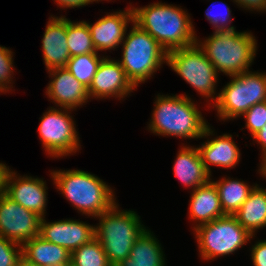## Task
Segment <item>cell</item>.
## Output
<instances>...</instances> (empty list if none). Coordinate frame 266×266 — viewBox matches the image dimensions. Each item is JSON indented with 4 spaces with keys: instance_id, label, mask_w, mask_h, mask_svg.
I'll return each mask as SVG.
<instances>
[{
    "instance_id": "6da1fadb",
    "label": "cell",
    "mask_w": 266,
    "mask_h": 266,
    "mask_svg": "<svg viewBox=\"0 0 266 266\" xmlns=\"http://www.w3.org/2000/svg\"><path fill=\"white\" fill-rule=\"evenodd\" d=\"M148 130L155 135L198 139L215 136L194 100L185 94H157Z\"/></svg>"
},
{
    "instance_id": "7a4b0ae2",
    "label": "cell",
    "mask_w": 266,
    "mask_h": 266,
    "mask_svg": "<svg viewBox=\"0 0 266 266\" xmlns=\"http://www.w3.org/2000/svg\"><path fill=\"white\" fill-rule=\"evenodd\" d=\"M133 22L147 31L166 51L181 49L196 43L197 34L190 14L181 6L153 2L134 7Z\"/></svg>"
},
{
    "instance_id": "3957f363",
    "label": "cell",
    "mask_w": 266,
    "mask_h": 266,
    "mask_svg": "<svg viewBox=\"0 0 266 266\" xmlns=\"http://www.w3.org/2000/svg\"><path fill=\"white\" fill-rule=\"evenodd\" d=\"M50 175L57 191L82 215L95 218L116 203L114 190L88 171L60 169Z\"/></svg>"
},
{
    "instance_id": "277c9868",
    "label": "cell",
    "mask_w": 266,
    "mask_h": 266,
    "mask_svg": "<svg viewBox=\"0 0 266 266\" xmlns=\"http://www.w3.org/2000/svg\"><path fill=\"white\" fill-rule=\"evenodd\" d=\"M199 39L196 43L215 70L227 76L249 71L258 48L256 37L249 31L213 32L203 41Z\"/></svg>"
},
{
    "instance_id": "5b68a950",
    "label": "cell",
    "mask_w": 266,
    "mask_h": 266,
    "mask_svg": "<svg viewBox=\"0 0 266 266\" xmlns=\"http://www.w3.org/2000/svg\"><path fill=\"white\" fill-rule=\"evenodd\" d=\"M95 218L99 219L94 225L95 238L112 266L129 257L133 243L147 229L136 211L121 210L118 202Z\"/></svg>"
},
{
    "instance_id": "8992f818",
    "label": "cell",
    "mask_w": 266,
    "mask_h": 266,
    "mask_svg": "<svg viewBox=\"0 0 266 266\" xmlns=\"http://www.w3.org/2000/svg\"><path fill=\"white\" fill-rule=\"evenodd\" d=\"M121 44L122 56L118 61L127 78L137 88L151 79L167 63V51L145 30L132 22Z\"/></svg>"
},
{
    "instance_id": "52a82bcc",
    "label": "cell",
    "mask_w": 266,
    "mask_h": 266,
    "mask_svg": "<svg viewBox=\"0 0 266 266\" xmlns=\"http://www.w3.org/2000/svg\"><path fill=\"white\" fill-rule=\"evenodd\" d=\"M229 77L212 105L221 121L236 120L253 105L266 101V72L250 70Z\"/></svg>"
},
{
    "instance_id": "ba28073f",
    "label": "cell",
    "mask_w": 266,
    "mask_h": 266,
    "mask_svg": "<svg viewBox=\"0 0 266 266\" xmlns=\"http://www.w3.org/2000/svg\"><path fill=\"white\" fill-rule=\"evenodd\" d=\"M199 257L210 261L217 257L235 254L255 235H251L233 215H226L194 229Z\"/></svg>"
},
{
    "instance_id": "9c48e42d",
    "label": "cell",
    "mask_w": 266,
    "mask_h": 266,
    "mask_svg": "<svg viewBox=\"0 0 266 266\" xmlns=\"http://www.w3.org/2000/svg\"><path fill=\"white\" fill-rule=\"evenodd\" d=\"M166 64L203 96L206 102L211 100L213 105L217 101L219 93L216 87L220 74L197 43L169 51Z\"/></svg>"
},
{
    "instance_id": "30bf717a",
    "label": "cell",
    "mask_w": 266,
    "mask_h": 266,
    "mask_svg": "<svg viewBox=\"0 0 266 266\" xmlns=\"http://www.w3.org/2000/svg\"><path fill=\"white\" fill-rule=\"evenodd\" d=\"M40 117L38 133L42 146L50 157L63 158L80 150V138L76 131L71 109L48 108Z\"/></svg>"
},
{
    "instance_id": "8fae6325",
    "label": "cell",
    "mask_w": 266,
    "mask_h": 266,
    "mask_svg": "<svg viewBox=\"0 0 266 266\" xmlns=\"http://www.w3.org/2000/svg\"><path fill=\"white\" fill-rule=\"evenodd\" d=\"M41 217L24 208L5 193L0 195V235L23 245L39 236Z\"/></svg>"
},
{
    "instance_id": "7c38bea8",
    "label": "cell",
    "mask_w": 266,
    "mask_h": 266,
    "mask_svg": "<svg viewBox=\"0 0 266 266\" xmlns=\"http://www.w3.org/2000/svg\"><path fill=\"white\" fill-rule=\"evenodd\" d=\"M47 189L46 181L43 178L28 175L20 176L12 169H9L7 173L5 194L41 218L46 215Z\"/></svg>"
},
{
    "instance_id": "4fadbf2b",
    "label": "cell",
    "mask_w": 266,
    "mask_h": 266,
    "mask_svg": "<svg viewBox=\"0 0 266 266\" xmlns=\"http://www.w3.org/2000/svg\"><path fill=\"white\" fill-rule=\"evenodd\" d=\"M109 56L101 61L91 85L88 88L90 99H110L111 97L122 100L137 89L127 78L120 62L110 59Z\"/></svg>"
},
{
    "instance_id": "5bb4252c",
    "label": "cell",
    "mask_w": 266,
    "mask_h": 266,
    "mask_svg": "<svg viewBox=\"0 0 266 266\" xmlns=\"http://www.w3.org/2000/svg\"><path fill=\"white\" fill-rule=\"evenodd\" d=\"M39 236L66 248L70 253L95 237L94 225L73 219L47 222L40 220Z\"/></svg>"
},
{
    "instance_id": "9a60e30c",
    "label": "cell",
    "mask_w": 266,
    "mask_h": 266,
    "mask_svg": "<svg viewBox=\"0 0 266 266\" xmlns=\"http://www.w3.org/2000/svg\"><path fill=\"white\" fill-rule=\"evenodd\" d=\"M47 73L50 74L51 81L45 93L56 108L76 110L89 102L88 88L80 83L66 67L50 69Z\"/></svg>"
},
{
    "instance_id": "2e32d148",
    "label": "cell",
    "mask_w": 266,
    "mask_h": 266,
    "mask_svg": "<svg viewBox=\"0 0 266 266\" xmlns=\"http://www.w3.org/2000/svg\"><path fill=\"white\" fill-rule=\"evenodd\" d=\"M132 3L126 10L106 13L105 16L99 18L96 22L87 25L91 32L93 44L97 53L99 51L115 50L120 47L126 32L128 24L133 22Z\"/></svg>"
},
{
    "instance_id": "e0dca14e",
    "label": "cell",
    "mask_w": 266,
    "mask_h": 266,
    "mask_svg": "<svg viewBox=\"0 0 266 266\" xmlns=\"http://www.w3.org/2000/svg\"><path fill=\"white\" fill-rule=\"evenodd\" d=\"M42 38V55L46 70L65 67L71 57L67 45L66 16L49 17Z\"/></svg>"
},
{
    "instance_id": "ac0fdd59",
    "label": "cell",
    "mask_w": 266,
    "mask_h": 266,
    "mask_svg": "<svg viewBox=\"0 0 266 266\" xmlns=\"http://www.w3.org/2000/svg\"><path fill=\"white\" fill-rule=\"evenodd\" d=\"M210 138V139H209ZM201 146H197L206 171L211 174V165L225 169L235 168L240 162L241 153L231 134L208 137Z\"/></svg>"
},
{
    "instance_id": "d6986e66",
    "label": "cell",
    "mask_w": 266,
    "mask_h": 266,
    "mask_svg": "<svg viewBox=\"0 0 266 266\" xmlns=\"http://www.w3.org/2000/svg\"><path fill=\"white\" fill-rule=\"evenodd\" d=\"M173 174L186 188L196 189L207 184L211 176L206 171L198 147L181 146L174 165Z\"/></svg>"
},
{
    "instance_id": "ffe728a7",
    "label": "cell",
    "mask_w": 266,
    "mask_h": 266,
    "mask_svg": "<svg viewBox=\"0 0 266 266\" xmlns=\"http://www.w3.org/2000/svg\"><path fill=\"white\" fill-rule=\"evenodd\" d=\"M188 209V218L192 219L195 224L193 229L226 216L221 207L217 188L211 181L192 191Z\"/></svg>"
},
{
    "instance_id": "44dd1931",
    "label": "cell",
    "mask_w": 266,
    "mask_h": 266,
    "mask_svg": "<svg viewBox=\"0 0 266 266\" xmlns=\"http://www.w3.org/2000/svg\"><path fill=\"white\" fill-rule=\"evenodd\" d=\"M22 264L41 266H69L71 253L64 247L44 240L40 236L31 238L22 245Z\"/></svg>"
},
{
    "instance_id": "7402d4cb",
    "label": "cell",
    "mask_w": 266,
    "mask_h": 266,
    "mask_svg": "<svg viewBox=\"0 0 266 266\" xmlns=\"http://www.w3.org/2000/svg\"><path fill=\"white\" fill-rule=\"evenodd\" d=\"M158 238L148 228L133 243L129 257L117 266H167Z\"/></svg>"
},
{
    "instance_id": "603a6c76",
    "label": "cell",
    "mask_w": 266,
    "mask_h": 266,
    "mask_svg": "<svg viewBox=\"0 0 266 266\" xmlns=\"http://www.w3.org/2000/svg\"><path fill=\"white\" fill-rule=\"evenodd\" d=\"M233 216L251 235L266 227V188L257 184Z\"/></svg>"
},
{
    "instance_id": "cb8c5ba5",
    "label": "cell",
    "mask_w": 266,
    "mask_h": 266,
    "mask_svg": "<svg viewBox=\"0 0 266 266\" xmlns=\"http://www.w3.org/2000/svg\"><path fill=\"white\" fill-rule=\"evenodd\" d=\"M210 181L217 188L221 207L226 215H234L257 185L251 186L241 179L230 177H223L217 181L210 179Z\"/></svg>"
},
{
    "instance_id": "d4e9b609",
    "label": "cell",
    "mask_w": 266,
    "mask_h": 266,
    "mask_svg": "<svg viewBox=\"0 0 266 266\" xmlns=\"http://www.w3.org/2000/svg\"><path fill=\"white\" fill-rule=\"evenodd\" d=\"M67 45L71 57L97 53L87 21L73 22L67 18Z\"/></svg>"
},
{
    "instance_id": "484cf974",
    "label": "cell",
    "mask_w": 266,
    "mask_h": 266,
    "mask_svg": "<svg viewBox=\"0 0 266 266\" xmlns=\"http://www.w3.org/2000/svg\"><path fill=\"white\" fill-rule=\"evenodd\" d=\"M104 55L98 53H87L70 57L67 65V70L86 88H89L96 74Z\"/></svg>"
},
{
    "instance_id": "4316f807",
    "label": "cell",
    "mask_w": 266,
    "mask_h": 266,
    "mask_svg": "<svg viewBox=\"0 0 266 266\" xmlns=\"http://www.w3.org/2000/svg\"><path fill=\"white\" fill-rule=\"evenodd\" d=\"M71 266H112L101 243L94 237L71 252Z\"/></svg>"
},
{
    "instance_id": "83f0119b",
    "label": "cell",
    "mask_w": 266,
    "mask_h": 266,
    "mask_svg": "<svg viewBox=\"0 0 266 266\" xmlns=\"http://www.w3.org/2000/svg\"><path fill=\"white\" fill-rule=\"evenodd\" d=\"M13 54L11 49L0 45V92L3 94L9 93L13 88L12 77H14L13 71L15 70Z\"/></svg>"
},
{
    "instance_id": "f1b7e54d",
    "label": "cell",
    "mask_w": 266,
    "mask_h": 266,
    "mask_svg": "<svg viewBox=\"0 0 266 266\" xmlns=\"http://www.w3.org/2000/svg\"><path fill=\"white\" fill-rule=\"evenodd\" d=\"M22 246L0 235V266H22Z\"/></svg>"
},
{
    "instance_id": "f546056e",
    "label": "cell",
    "mask_w": 266,
    "mask_h": 266,
    "mask_svg": "<svg viewBox=\"0 0 266 266\" xmlns=\"http://www.w3.org/2000/svg\"><path fill=\"white\" fill-rule=\"evenodd\" d=\"M245 126L252 137L266 124V101L250 107L243 115Z\"/></svg>"
},
{
    "instance_id": "4dcf8cb0",
    "label": "cell",
    "mask_w": 266,
    "mask_h": 266,
    "mask_svg": "<svg viewBox=\"0 0 266 266\" xmlns=\"http://www.w3.org/2000/svg\"><path fill=\"white\" fill-rule=\"evenodd\" d=\"M222 5L224 4L223 2H221ZM215 4V2H212L211 4V8H208L205 11V16L207 18V20L209 21V23L213 26L214 32H224V31H235V27L231 26L232 24V16H231V9L230 7L227 5V3H225L223 6L226 7V13L220 12L217 14H213V5ZM212 13V14H211Z\"/></svg>"
},
{
    "instance_id": "1f68e13d",
    "label": "cell",
    "mask_w": 266,
    "mask_h": 266,
    "mask_svg": "<svg viewBox=\"0 0 266 266\" xmlns=\"http://www.w3.org/2000/svg\"><path fill=\"white\" fill-rule=\"evenodd\" d=\"M251 259L253 266H266V240H259L251 249Z\"/></svg>"
},
{
    "instance_id": "d6a6232c",
    "label": "cell",
    "mask_w": 266,
    "mask_h": 266,
    "mask_svg": "<svg viewBox=\"0 0 266 266\" xmlns=\"http://www.w3.org/2000/svg\"><path fill=\"white\" fill-rule=\"evenodd\" d=\"M237 6L246 11L266 12V0H232Z\"/></svg>"
},
{
    "instance_id": "836d02e7",
    "label": "cell",
    "mask_w": 266,
    "mask_h": 266,
    "mask_svg": "<svg viewBox=\"0 0 266 266\" xmlns=\"http://www.w3.org/2000/svg\"><path fill=\"white\" fill-rule=\"evenodd\" d=\"M54 3L57 6H60V9H68V8H80L83 6H88V4H92V0H54Z\"/></svg>"
},
{
    "instance_id": "e575fe53",
    "label": "cell",
    "mask_w": 266,
    "mask_h": 266,
    "mask_svg": "<svg viewBox=\"0 0 266 266\" xmlns=\"http://www.w3.org/2000/svg\"><path fill=\"white\" fill-rule=\"evenodd\" d=\"M252 138L254 139L253 141H255L256 143L258 142V144H260V149L262 151V157L260 158L262 159V161H264L266 159V124Z\"/></svg>"
},
{
    "instance_id": "d590c367",
    "label": "cell",
    "mask_w": 266,
    "mask_h": 266,
    "mask_svg": "<svg viewBox=\"0 0 266 266\" xmlns=\"http://www.w3.org/2000/svg\"><path fill=\"white\" fill-rule=\"evenodd\" d=\"M9 169L6 163L0 162V195L5 193V180Z\"/></svg>"
},
{
    "instance_id": "8d00e7d4",
    "label": "cell",
    "mask_w": 266,
    "mask_h": 266,
    "mask_svg": "<svg viewBox=\"0 0 266 266\" xmlns=\"http://www.w3.org/2000/svg\"><path fill=\"white\" fill-rule=\"evenodd\" d=\"M258 172L263 178H266V159L264 161H261Z\"/></svg>"
},
{
    "instance_id": "74e56055",
    "label": "cell",
    "mask_w": 266,
    "mask_h": 266,
    "mask_svg": "<svg viewBox=\"0 0 266 266\" xmlns=\"http://www.w3.org/2000/svg\"><path fill=\"white\" fill-rule=\"evenodd\" d=\"M22 266H41V265H33V264H22Z\"/></svg>"
},
{
    "instance_id": "f35d334b",
    "label": "cell",
    "mask_w": 266,
    "mask_h": 266,
    "mask_svg": "<svg viewBox=\"0 0 266 266\" xmlns=\"http://www.w3.org/2000/svg\"><path fill=\"white\" fill-rule=\"evenodd\" d=\"M99 1H105V0H92V2H98L99 3ZM106 1H109V0H106ZM111 1V0H110Z\"/></svg>"
}]
</instances>
